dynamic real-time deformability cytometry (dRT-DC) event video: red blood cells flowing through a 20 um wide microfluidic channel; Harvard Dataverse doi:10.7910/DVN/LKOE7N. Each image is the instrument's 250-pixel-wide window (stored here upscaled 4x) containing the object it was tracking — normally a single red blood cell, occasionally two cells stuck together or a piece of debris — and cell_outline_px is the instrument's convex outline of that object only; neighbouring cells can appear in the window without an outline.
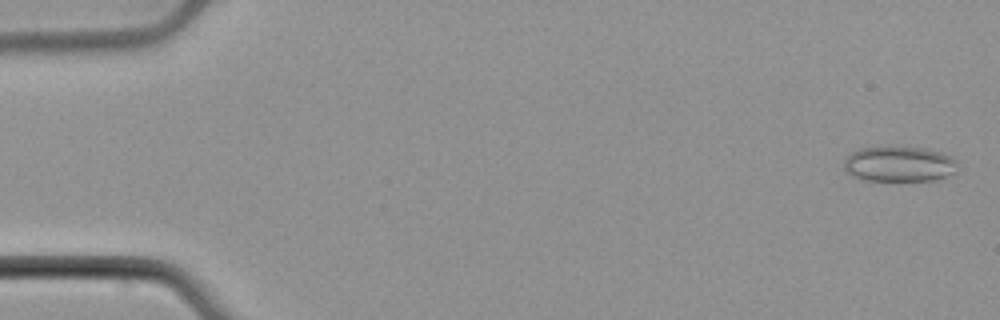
{"species": "common noctule bat (a hibernating species)", "species_latin": "Nyctalus noctula", "temperature_condition": "cold", "stored_images_in_passage": 55, "camera_frame_rate_fps": 3000, "um_per_image_px": 0.085, "animal": {"sex": "male", "body_mass_g": 21.5, "forearm_length_mm": 52.0}, "frame": {"image": 1, "passage_image": 2, "time_ms": 0.333, "image_size_px": [1000, 320], "cell_outline_px": [[960, 164], [956, 172], [936, 180], [860, 180], [852, 176], [844, 168], [844, 156], [860, 148], [924, 148], [952, 156]], "centroid_in_image_um": [76.44, 13.96], "position_along_channel_um": 8.6, "area_um2": 23.35}}
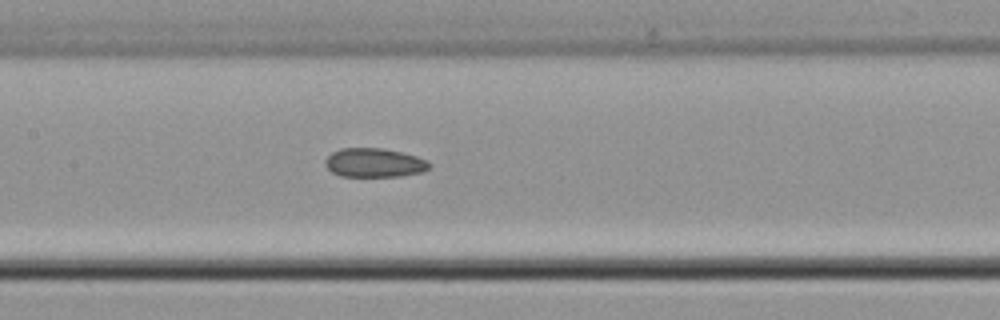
{"frame": {"image": 2, "passage_image": 27, "time_ms": 8.667, "image_size_px": [1000, 320], "cell_outline_px": [[432, 164], [424, 172], [400, 176], [340, 176], [332, 172], [324, 164], [324, 160], [332, 152], [340, 148], [384, 148], [416, 156], [428, 160]], "centroid_in_image_um": [31.82, 13.83], "position_along_channel_um": 175.6, "area_um2": 17.69}}
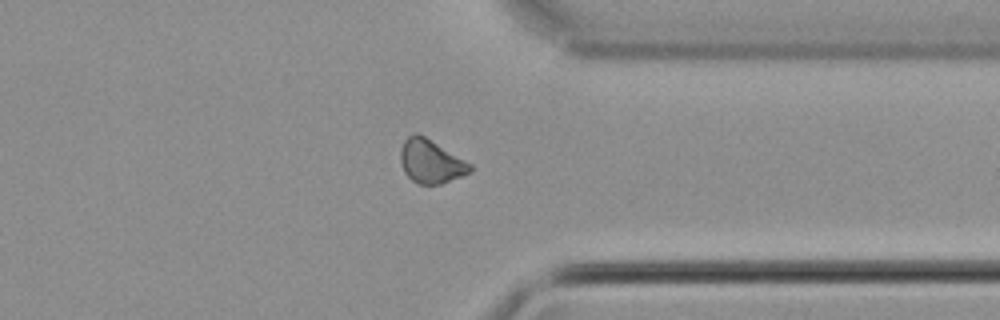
{"frame": {"image": 3, "passage_image": 43, "time_ms": 14.0, "image_size_px": [1000, 320], "cell_outline_px": [[472, 172], [464, 176], [440, 184], [416, 184], [404, 172], [400, 164], [400, 148], [404, 140], [408, 136], [416, 132], [424, 136], [472, 164]], "centroid_in_image_um": [36.61, 13.73], "position_along_channel_um": 374.8, "area_um2": 17.8}, "authors_computed_cell_mechanics": {"area_um2": 18.1492, "velocity_mm_per_s": 3.7967, "shape_relaxation_time_tau1_ms": null, "shape_relaxation_time_tau2_ms": 10.3134, "deformation_change_tau1": null, "deformation_change_tau2": 0.1429}}